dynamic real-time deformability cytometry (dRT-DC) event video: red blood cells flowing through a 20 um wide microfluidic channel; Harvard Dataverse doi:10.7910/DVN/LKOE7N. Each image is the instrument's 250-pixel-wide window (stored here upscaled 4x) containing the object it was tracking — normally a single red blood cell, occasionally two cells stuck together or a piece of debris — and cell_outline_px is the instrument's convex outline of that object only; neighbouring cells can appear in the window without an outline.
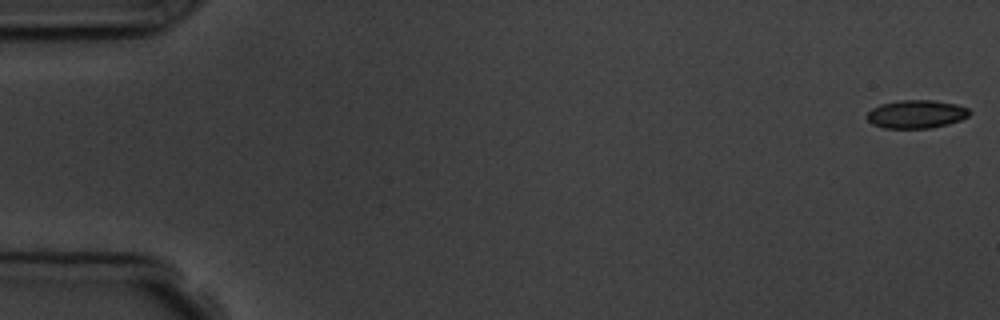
{"species": "common noctule bat (a hibernating species)", "species_latin": "Nyctalus noctula", "temperature_condition": "room temperature", "stored_images_in_passage": 10, "camera_frame_rate_fps": 3000, "um_per_image_px": 0.085, "animal": {"sex": "male", "body_mass_g": 19.5, "forearm_length_mm": 54.6}, "frame": {"image": 1, "passage_image": 1, "time_ms": 0.0, "image_size_px": [1000, 320], "cell_outline_px": [[972, 112], [968, 116], [960, 120], [948, 124], [928, 128], [884, 128], [872, 124], [868, 120], [868, 112], [872, 108], [880, 104], [900, 100], [932, 100], [956, 104], [968, 108]], "centroid_in_image_um": [77.89, 9.7], "position_along_channel_um": 7.1, "area_um2": 16.82}}
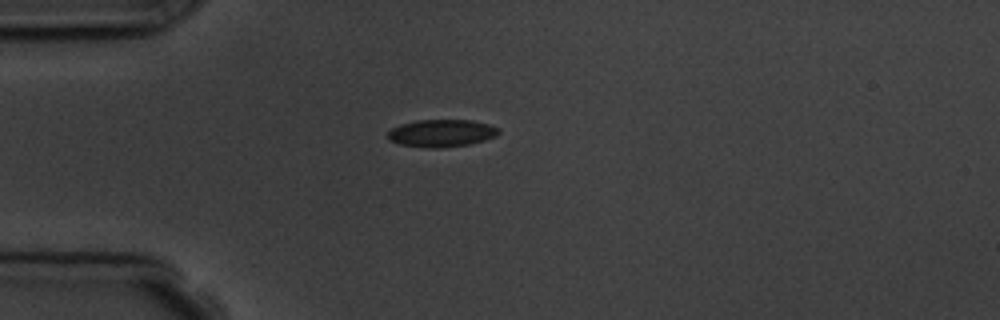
{"frame": {"image": 2, "passage_image": 5, "time_ms": 4.667, "image_size_px": [1000, 320], "cell_outline_px": [[500, 132], [496, 136], [484, 140], [468, 144], [440, 148], [424, 148], [400, 144], [388, 140], [388, 132], [392, 128], [400, 124], [416, 120], [472, 120], [488, 124], [500, 128]], "centroid_in_image_um": [37.52, 11.32], "position_along_channel_um": 47.5, "area_um2": 17.8}}